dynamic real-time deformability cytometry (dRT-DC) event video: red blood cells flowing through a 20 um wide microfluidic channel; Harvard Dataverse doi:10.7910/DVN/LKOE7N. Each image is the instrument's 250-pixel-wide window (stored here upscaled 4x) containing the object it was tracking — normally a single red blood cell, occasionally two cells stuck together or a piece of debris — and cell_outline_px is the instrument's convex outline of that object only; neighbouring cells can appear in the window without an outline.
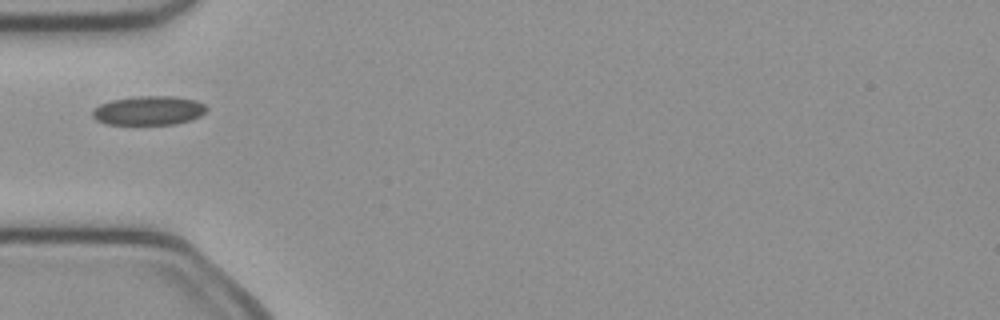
{"species": "common noctule bat (a hibernating species)", "species_latin": "Nyctalus noctula", "temperature_condition": "cold", "stored_images_in_passage": 35, "camera_frame_rate_fps": 3000, "um_per_image_px": 0.085, "animal": {"sex": "female", "body_mass_g": 21.9}, "frame": {"image": 1, "passage_image": 1, "time_ms": 0.0, "image_size_px": [1000, 320], "cell_outline_px": [[208, 108], [200, 116], [188, 120], [172, 124], [108, 124], [96, 120], [92, 116], [92, 108], [100, 104], [112, 100], [140, 96], [172, 96], [196, 100], [204, 104]], "centroid_in_image_um": [12.61, 9.39], "position_along_channel_um": 72.4, "area_um2": 19.19}}
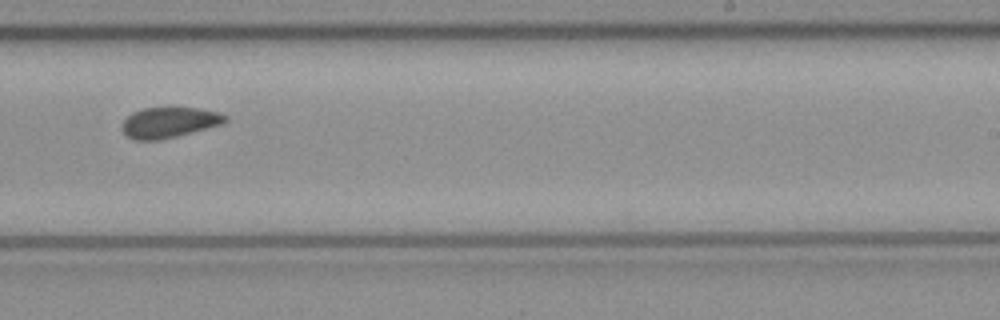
{"frame": {"image": 2, "passage_image": 16, "time_ms": 5.0, "image_size_px": [1000, 320], "cell_outline_px": [[228, 120], [220, 124], [176, 136], [160, 140], [132, 140], [120, 128], [120, 124], [132, 112], [144, 108], [200, 108], [220, 112], [228, 116]], "centroid_in_image_um": [14.35, 10.4], "position_along_channel_um": 274.7, "area_um2": 18.32}}
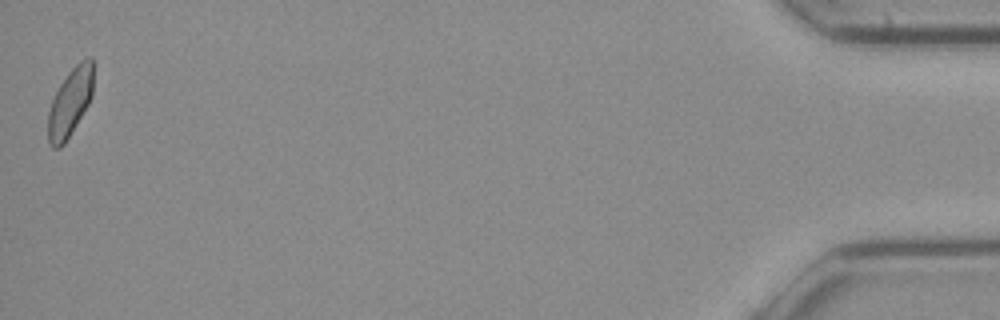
{"frame": {"image": 3, "passage_image": 35, "time_ms": 11.333, "image_size_px": [1000, 320], "cell_outline_px": [[92, 96], [88, 104], [64, 144], [60, 148], [52, 148], [48, 140], [48, 112], [52, 100], [60, 84], [68, 72], [80, 60], [88, 56], [92, 56]], "centroid_in_image_um": [5.95, 8.69], "position_along_channel_um": 429.3, "area_um2": 17.74}}